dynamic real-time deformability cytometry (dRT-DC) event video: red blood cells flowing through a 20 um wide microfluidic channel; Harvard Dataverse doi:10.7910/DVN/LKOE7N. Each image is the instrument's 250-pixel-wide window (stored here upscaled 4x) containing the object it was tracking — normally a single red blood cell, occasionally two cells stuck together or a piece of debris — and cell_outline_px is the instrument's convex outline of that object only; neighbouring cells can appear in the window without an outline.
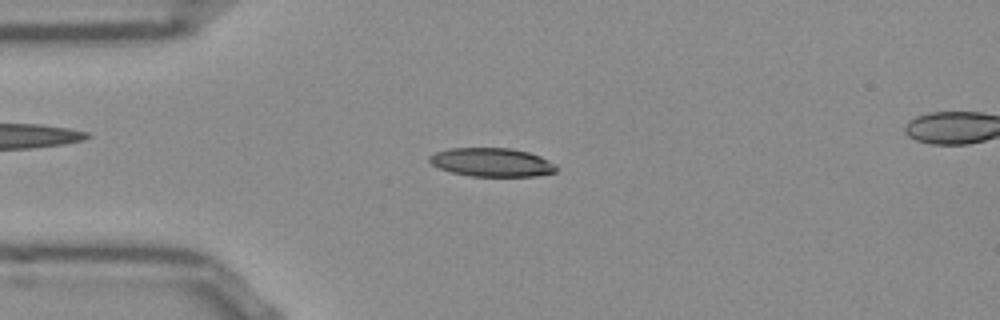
{"species": "Egyptian fruit bat (a non-hibernating species)", "species_latin": "Rousettus aegyptiacus", "temperature_condition": "room temperature", "stored_images_in_passage": 47, "segment_of_instrument_passage": [1, 2], "camera_frame_rate_fps": 3000, "um_per_image_px": 0.085, "frame": {"image": 1, "passage_image": 7, "time_ms": 2.0, "image_size_px": [1000, 320], "cell_outline_px": [[560, 168], [556, 172], [536, 176], [472, 176], [452, 172], [440, 168], [432, 164], [428, 160], [428, 156], [436, 152], [448, 148], [512, 148], [528, 152], [540, 156], [556, 164]], "centroid_in_image_um": [41.84, 13.79], "position_along_channel_um": 43.2, "area_um2": 21.27}}
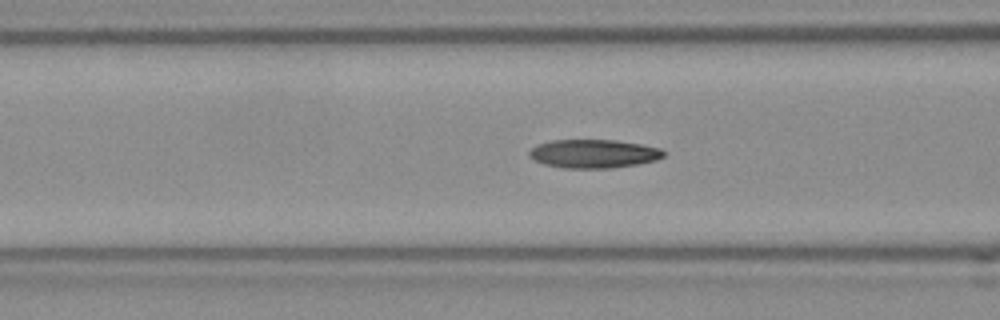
{"frame": {"image": 2, "passage_image": 14, "time_ms": 4.333, "image_size_px": [1000, 320], "cell_outline_px": [[664, 156], [656, 160], [636, 164], [608, 168], [564, 168], [544, 164], [528, 156], [528, 152], [536, 144], [552, 140], [616, 140], [640, 144], [660, 148], [664, 152]], "centroid_in_image_um": [50.43, 13.06], "position_along_channel_um": 116.2, "area_um2": 22.25}}
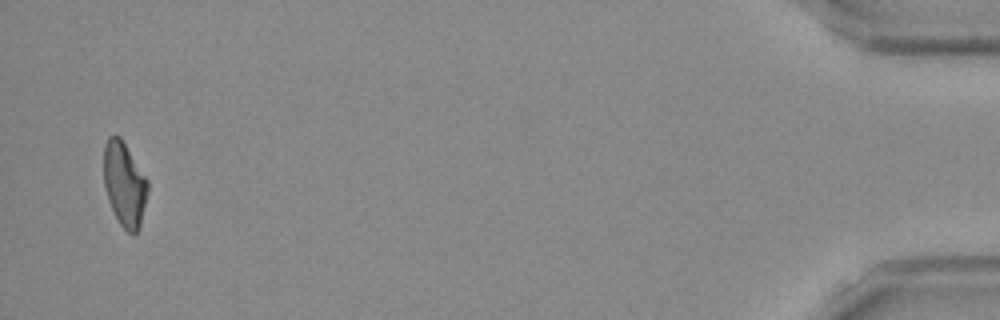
{"frame": {"image": 3, "passage_image": 45, "time_ms": 14.667, "image_size_px": [1000, 320], "cell_outline_px": [[148, 188], [140, 228], [136, 236], [132, 236], [120, 224], [108, 200], [104, 188], [104, 144], [108, 136], [120, 136], [148, 180]], "centroid_in_image_um": [10.58, 15.68], "position_along_channel_um": 424.6, "area_um2": 21.68}}